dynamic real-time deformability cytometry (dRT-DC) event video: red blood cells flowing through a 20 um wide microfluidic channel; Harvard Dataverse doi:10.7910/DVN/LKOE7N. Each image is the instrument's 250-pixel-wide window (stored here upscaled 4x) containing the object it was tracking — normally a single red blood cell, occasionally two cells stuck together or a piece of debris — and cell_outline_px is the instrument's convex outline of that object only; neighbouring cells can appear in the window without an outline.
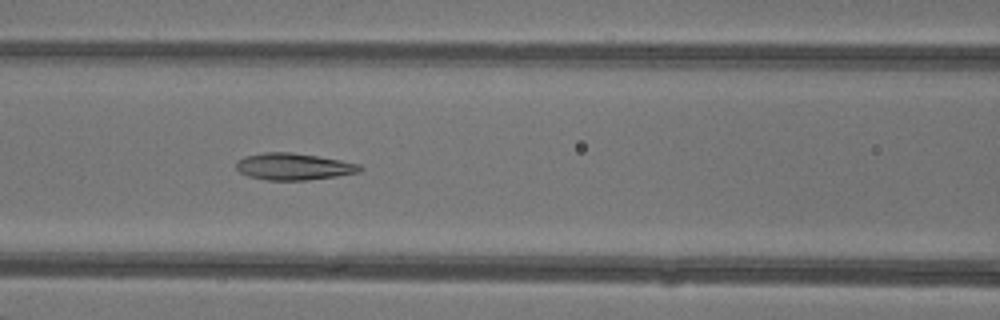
{"species": "common noctule bat (a hibernating species)", "species_latin": "Nyctalus noctula", "temperature_condition": "warm", "stored_images_in_passage": 48, "camera_frame_rate_fps": 3000, "um_per_image_px": 0.085, "animal": {"sex": "female"}, "frame": {"image": 1, "passage_image": 22, "time_ms": 7.0, "image_size_px": [1000, 320], "cell_outline_px": [[364, 168], [360, 172], [336, 176], [308, 180], [268, 180], [248, 176], [240, 172], [236, 168], [236, 160], [244, 156], [264, 152], [292, 152], [340, 160], [360, 164]], "centroid_in_image_um": [24.95, 14.15], "position_along_channel_um": 141.7, "area_um2": 19.36}}
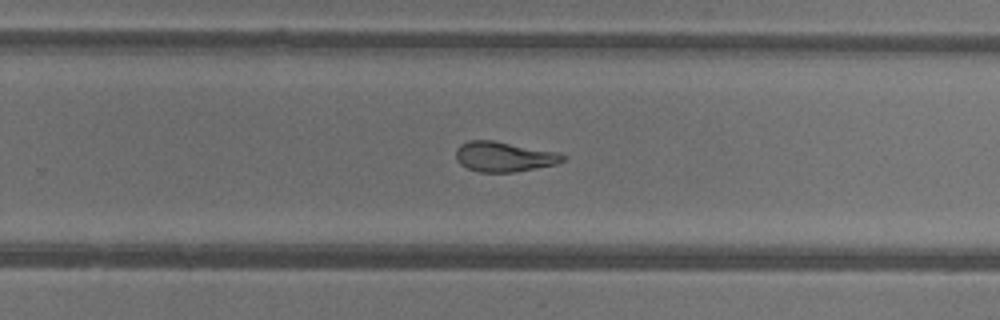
{"frame": {"image": 2, "passage_image": 32, "time_ms": 10.333, "image_size_px": [1000, 320], "cell_outline_px": [[568, 160], [556, 164], [516, 172], [480, 172], [468, 168], [460, 164], [456, 160], [456, 148], [460, 144], [468, 140], [492, 140], [560, 152], [568, 156]], "centroid_in_image_um": [42.89, 13.31], "position_along_channel_um": 286.9, "area_um2": 19.02}}
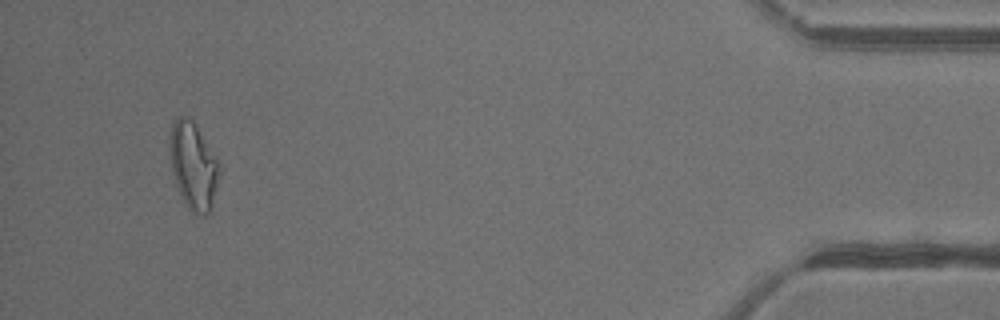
{"frame": {"image": 3, "passage_image": 46, "time_ms": 15.0, "image_size_px": [1000, 320], "cell_outline_px": [[216, 188], [212, 208], [204, 216], [192, 212], [188, 208], [176, 184], [172, 172], [168, 144], [172, 124], [176, 116], [188, 116], [196, 124], [216, 160]], "centroid_in_image_um": [16.36, 14.06], "position_along_channel_um": 418.8, "area_um2": 24.45}, "authors_computed_cell_mechanics": {"area_um2": 21.1259, "velocity_mm_per_s": 4.3766, "shape_relaxation_time_tau1_ms": null, "shape_relaxation_time_tau2_ms": 2.049, "deformation_change_tau1": null, "deformation_change_tau2": 0.1117}}